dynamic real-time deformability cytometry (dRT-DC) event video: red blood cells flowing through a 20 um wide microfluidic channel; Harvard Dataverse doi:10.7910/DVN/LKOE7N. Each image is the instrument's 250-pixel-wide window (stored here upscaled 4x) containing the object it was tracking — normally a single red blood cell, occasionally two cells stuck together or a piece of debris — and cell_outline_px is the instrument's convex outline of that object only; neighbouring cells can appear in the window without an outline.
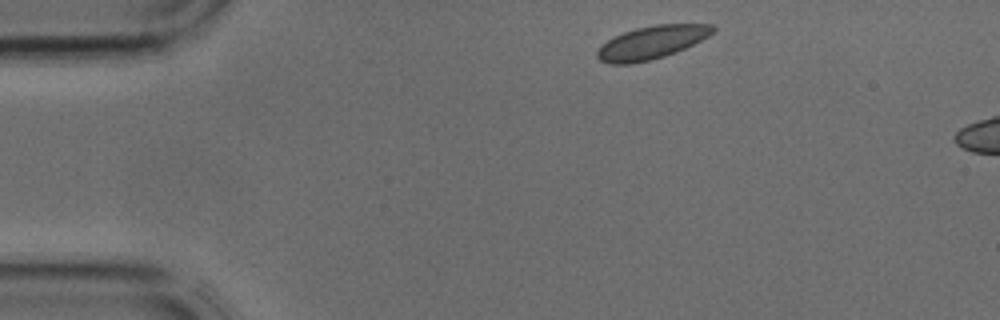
{"species": "common noctule bat (a hibernating species)", "species_latin": "Nyctalus noctula", "temperature_condition": "cold", "stored_images_in_passage": 2, "camera_frame_rate_fps": 3000, "um_per_image_px": 0.085, "animal": {"sex": "male", "body_mass_g": 17.9, "forearm_length_mm": 54.2}, "frame": {"image": 1, "passage_image": 1, "time_ms": 0.0, "image_size_px": [1000, 320], "cell_outline_px": [[716, 28], [708, 36], [676, 52], [652, 60], [632, 64], [608, 64], [600, 60], [596, 56], [596, 52], [608, 40], [624, 32], [636, 28], [656, 24], [712, 24]], "centroid_in_image_um": [55.38, 3.62], "position_along_channel_um": 29.6, "area_um2": 22.08}}